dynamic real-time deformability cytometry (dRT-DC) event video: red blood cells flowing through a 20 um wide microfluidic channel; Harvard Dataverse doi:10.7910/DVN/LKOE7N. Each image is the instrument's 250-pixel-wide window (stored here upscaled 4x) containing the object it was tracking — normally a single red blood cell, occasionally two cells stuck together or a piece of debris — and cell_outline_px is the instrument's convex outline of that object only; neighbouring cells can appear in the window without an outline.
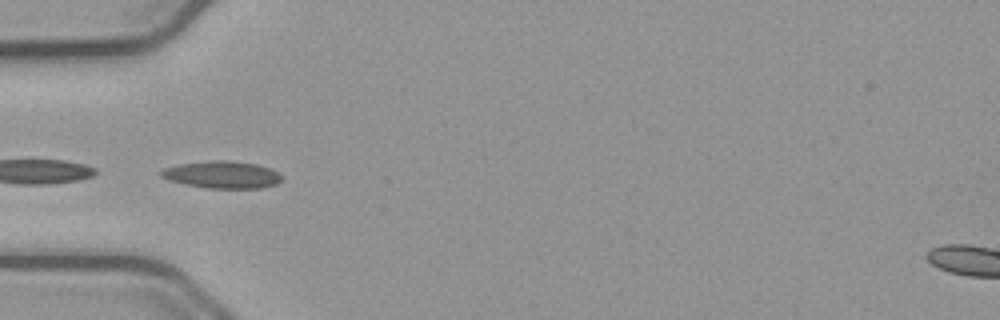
{"species": "common noctule bat (a hibernating species)", "species_latin": "Nyctalus noctula", "temperature_condition": "cold", "stored_images_in_passage": 23, "camera_frame_rate_fps": 3000, "um_per_image_px": 0.085, "animal": {"sex": "male", "body_mass_g": 23.1, "forearm_length_mm": 52.7}, "frame": {"image": 1, "passage_image": 17, "time_ms": 5.333, "image_size_px": [1000, 320], "cell_outline_px": [[284, 180], [276, 184], [260, 188], [204, 188], [184, 184], [168, 180], [160, 176], [160, 172], [164, 168], [180, 164], [212, 160], [228, 160], [256, 164], [268, 168], [284, 176]], "centroid_in_image_um": [18.89, 14.85], "position_along_channel_um": 66.1, "area_um2": 19.19}}